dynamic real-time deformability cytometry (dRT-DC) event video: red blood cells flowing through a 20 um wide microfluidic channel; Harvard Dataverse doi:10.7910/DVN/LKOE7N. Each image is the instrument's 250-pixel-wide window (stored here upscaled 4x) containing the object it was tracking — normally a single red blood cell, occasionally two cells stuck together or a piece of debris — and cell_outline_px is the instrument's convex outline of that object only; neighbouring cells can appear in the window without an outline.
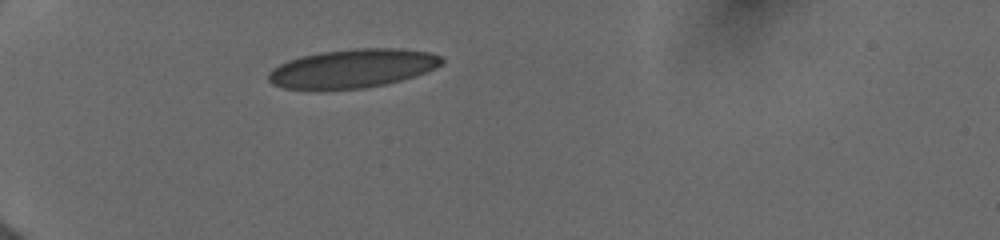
{"species": "human", "species_latin": "Homo sapiens", "temperature_condition": "cold", "stored_images_in_passage": 18, "camera_frame_rate_fps": 3000, "um_per_image_px": 0.085, "donor": {"sex": "female"}, "frame": {"image": 1, "passage_image": 1, "time_ms": 0.0, "image_size_px": [1000, 240], "cell_outline_px": [[444, 60], [436, 68], [416, 76], [384, 84], [364, 88], [320, 92], [316, 92], [284, 88], [272, 84], [268, 80], [268, 72], [272, 68], [288, 60], [300, 56], [320, 52], [356, 48], [400, 48], [428, 52], [440, 56]], "centroid_in_image_um": [29.89, 5.85], "position_along_channel_um": 55.1, "area_um2": 39.94}}
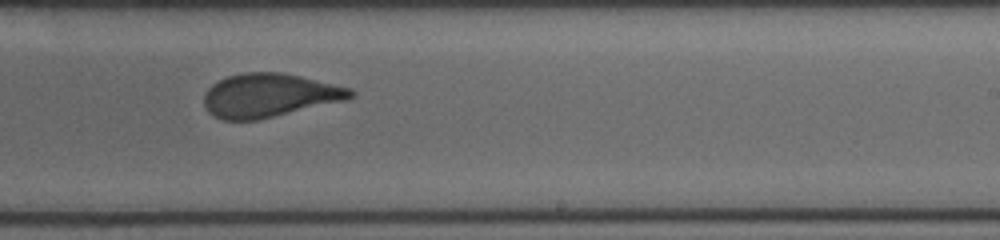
{"frame": {"image": 2, "passage_image": 7, "time_ms": 6.0, "image_size_px": [1000, 240], "cell_outline_px": [[356, 96], [344, 100], [256, 120], [224, 120], [208, 112], [204, 104], [204, 92], [212, 84], [228, 76], [244, 72], [284, 72], [352, 88], [356, 92]], "centroid_in_image_um": [22.89, 8.09], "position_along_channel_um": 266.1, "area_um2": 37.11}}
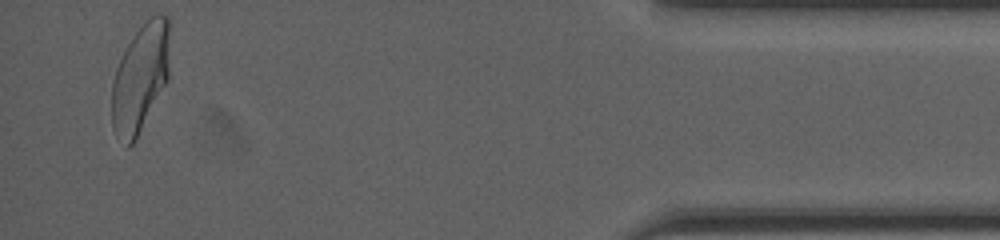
{"frame": {"image": 3, "passage_image": 17, "time_ms": 11.333, "image_size_px": [1000, 240], "cell_outline_px": [[172, 24], [168, 80], [136, 140], [128, 148], [112, 128], [112, 80], [116, 68], [132, 24], [152, 16], [168, 16]], "centroid_in_image_um": [11.94, 6.45], "position_along_channel_um": 423.3, "area_um2": 38.44}, "authors_computed_cell_mechanics": {"area_um2": 38.0902, "velocity_mm_per_s": 3.981, "shape_relaxation_time_tau1_ms": 4.5184, "shape_relaxation_time_tau2_ms": null, "deformation_change_tau1": 0.1453, "deformation_change_tau2": null}}